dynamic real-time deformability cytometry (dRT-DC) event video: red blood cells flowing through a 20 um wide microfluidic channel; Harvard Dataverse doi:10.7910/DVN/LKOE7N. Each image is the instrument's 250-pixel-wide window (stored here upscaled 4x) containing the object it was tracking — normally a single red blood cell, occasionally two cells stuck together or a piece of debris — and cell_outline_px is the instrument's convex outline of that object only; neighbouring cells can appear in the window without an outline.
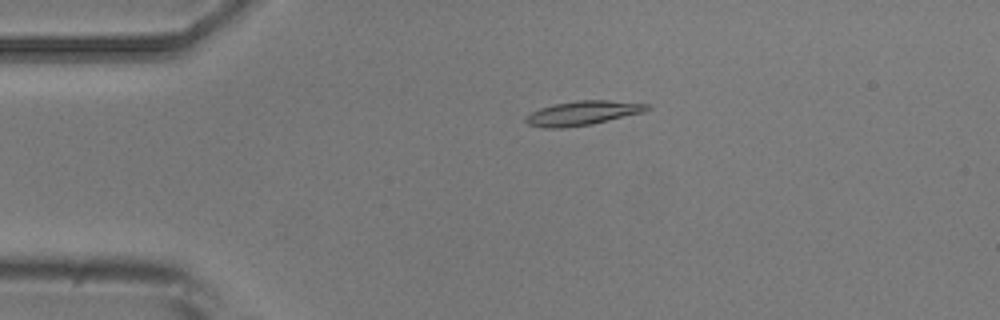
{"species": "common noctule bat (a hibernating species)", "species_latin": "Nyctalus noctula", "temperature_condition": "room temperature", "stored_images_in_passage": 5, "camera_frame_rate_fps": 3000, "um_per_image_px": 0.085, "animal": {"sex": "male", "body_mass_g": 20.5, "forearm_length_mm": 52.5}, "frame": {"image": 1, "passage_image": 4, "time_ms": 3.667, "image_size_px": [1000, 320], "cell_outline_px": [[652, 108], [644, 112], [592, 124], [564, 128], [544, 128], [528, 124], [524, 120], [524, 116], [540, 108], [552, 104], [576, 100], [608, 100], [652, 104]], "centroid_in_image_um": [49.54, 9.6], "position_along_channel_um": 35.5, "area_um2": 17.4}}